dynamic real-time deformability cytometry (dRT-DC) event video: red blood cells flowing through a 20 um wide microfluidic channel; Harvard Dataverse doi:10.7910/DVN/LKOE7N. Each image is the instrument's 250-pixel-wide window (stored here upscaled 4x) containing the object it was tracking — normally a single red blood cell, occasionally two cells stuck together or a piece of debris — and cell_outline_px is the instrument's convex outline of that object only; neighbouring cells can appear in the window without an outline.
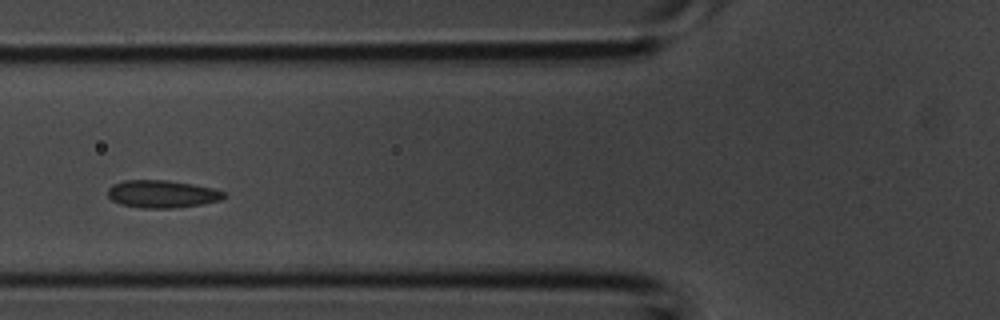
{"species": "common noctule bat (a hibernating species)", "species_latin": "Nyctalus noctula", "temperature_condition": "room temperature", "stored_images_in_passage": 3, "camera_frame_rate_fps": 3000, "um_per_image_px": 0.085, "animal": {"sex": "male", "body_mass_g": 20.1, "forearm_length_mm": 53.5}, "frame": {"image": 1, "passage_image": 2, "time_ms": 0.333, "image_size_px": [1000, 320], "cell_outline_px": [[228, 196], [220, 200], [200, 204], [176, 208], [140, 208], [120, 204], [112, 200], [108, 196], [108, 188], [112, 184], [124, 180], [168, 180], [192, 184], [212, 188], [224, 192]], "centroid_in_image_um": [13.76, 16.49], "position_along_channel_um": 112.0, "area_um2": 18.73}}
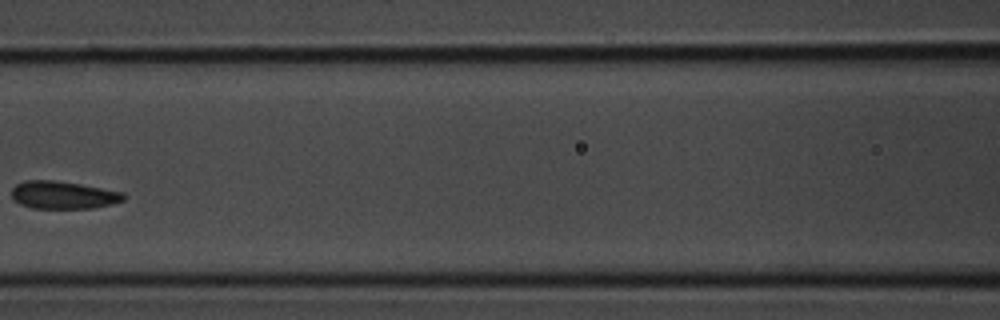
{"frame": {"image": 2, "passage_image": 3, "time_ms": 0.667, "image_size_px": [1000, 320], "cell_outline_px": [[124, 200], [112, 204], [92, 208], [32, 208], [20, 204], [12, 200], [12, 188], [16, 184], [24, 180], [56, 180], [80, 184], [124, 192]], "centroid_in_image_um": [5.34, 16.57], "position_along_channel_um": 161.3, "area_um2": 18.15}}